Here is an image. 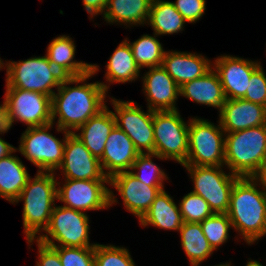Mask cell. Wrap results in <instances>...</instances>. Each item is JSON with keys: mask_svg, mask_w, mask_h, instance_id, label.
Returning <instances> with one entry per match:
<instances>
[{"mask_svg": "<svg viewBox=\"0 0 266 266\" xmlns=\"http://www.w3.org/2000/svg\"><path fill=\"white\" fill-rule=\"evenodd\" d=\"M98 70V65L91 64L87 74L63 79L58 92L51 97L52 123L58 116L57 131L73 133V129L77 130L107 107L104 100L109 86L101 82L83 83ZM79 82L83 85H78ZM74 83L77 84L75 87L67 86Z\"/></svg>", "mask_w": 266, "mask_h": 266, "instance_id": "1", "label": "cell"}, {"mask_svg": "<svg viewBox=\"0 0 266 266\" xmlns=\"http://www.w3.org/2000/svg\"><path fill=\"white\" fill-rule=\"evenodd\" d=\"M259 182L254 177H240L230 194L227 215L248 244L266 235V185ZM258 183L262 191L257 189Z\"/></svg>", "mask_w": 266, "mask_h": 266, "instance_id": "2", "label": "cell"}, {"mask_svg": "<svg viewBox=\"0 0 266 266\" xmlns=\"http://www.w3.org/2000/svg\"><path fill=\"white\" fill-rule=\"evenodd\" d=\"M60 182L55 179L54 172L38 171L34 179L29 177L15 202L24 201L23 226L29 245L36 234L48 227L54 202L57 200V187Z\"/></svg>", "mask_w": 266, "mask_h": 266, "instance_id": "3", "label": "cell"}, {"mask_svg": "<svg viewBox=\"0 0 266 266\" xmlns=\"http://www.w3.org/2000/svg\"><path fill=\"white\" fill-rule=\"evenodd\" d=\"M224 135L225 165L238 177H255L266 155V124Z\"/></svg>", "mask_w": 266, "mask_h": 266, "instance_id": "4", "label": "cell"}, {"mask_svg": "<svg viewBox=\"0 0 266 266\" xmlns=\"http://www.w3.org/2000/svg\"><path fill=\"white\" fill-rule=\"evenodd\" d=\"M6 67V88H21L50 97L55 93L51 88L58 89L65 78L49 62L46 55L19 62L9 61Z\"/></svg>", "mask_w": 266, "mask_h": 266, "instance_id": "5", "label": "cell"}, {"mask_svg": "<svg viewBox=\"0 0 266 266\" xmlns=\"http://www.w3.org/2000/svg\"><path fill=\"white\" fill-rule=\"evenodd\" d=\"M215 126L208 120L192 118L189 122V148L186 162L182 166L225 165V132L220 124ZM223 137V138H222Z\"/></svg>", "mask_w": 266, "mask_h": 266, "instance_id": "6", "label": "cell"}, {"mask_svg": "<svg viewBox=\"0 0 266 266\" xmlns=\"http://www.w3.org/2000/svg\"><path fill=\"white\" fill-rule=\"evenodd\" d=\"M5 124L9 129L15 120L28 128L52 123L51 97L21 88H6L4 98Z\"/></svg>", "mask_w": 266, "mask_h": 266, "instance_id": "7", "label": "cell"}, {"mask_svg": "<svg viewBox=\"0 0 266 266\" xmlns=\"http://www.w3.org/2000/svg\"><path fill=\"white\" fill-rule=\"evenodd\" d=\"M189 124L181 118L178 110L154 111L153 134L155 153L162 159L186 162L189 148Z\"/></svg>", "mask_w": 266, "mask_h": 266, "instance_id": "8", "label": "cell"}, {"mask_svg": "<svg viewBox=\"0 0 266 266\" xmlns=\"http://www.w3.org/2000/svg\"><path fill=\"white\" fill-rule=\"evenodd\" d=\"M89 219L86 213L64 206L53 208L47 232L36 240L48 246L95 247L89 243ZM50 235V238H49ZM54 241L59 242V245Z\"/></svg>", "mask_w": 266, "mask_h": 266, "instance_id": "9", "label": "cell"}, {"mask_svg": "<svg viewBox=\"0 0 266 266\" xmlns=\"http://www.w3.org/2000/svg\"><path fill=\"white\" fill-rule=\"evenodd\" d=\"M54 125L27 128L20 139L19 150L25 158L39 168L38 171L54 172L63 162L66 137L70 132L63 130V141L55 138L48 130Z\"/></svg>", "mask_w": 266, "mask_h": 266, "instance_id": "10", "label": "cell"}, {"mask_svg": "<svg viewBox=\"0 0 266 266\" xmlns=\"http://www.w3.org/2000/svg\"><path fill=\"white\" fill-rule=\"evenodd\" d=\"M193 179L195 194L201 196L213 213H227L234 183L240 178L225 174L223 166H184Z\"/></svg>", "mask_w": 266, "mask_h": 266, "instance_id": "11", "label": "cell"}, {"mask_svg": "<svg viewBox=\"0 0 266 266\" xmlns=\"http://www.w3.org/2000/svg\"><path fill=\"white\" fill-rule=\"evenodd\" d=\"M65 182L57 188V200L64 202V207L82 212L105 209L117 202L113 192L104 185L109 180L66 179Z\"/></svg>", "mask_w": 266, "mask_h": 266, "instance_id": "12", "label": "cell"}, {"mask_svg": "<svg viewBox=\"0 0 266 266\" xmlns=\"http://www.w3.org/2000/svg\"><path fill=\"white\" fill-rule=\"evenodd\" d=\"M111 102L116 112H113L116 126L129 136L139 153H155L154 111L148 109L145 113L133 101L124 102L112 98Z\"/></svg>", "mask_w": 266, "mask_h": 266, "instance_id": "13", "label": "cell"}, {"mask_svg": "<svg viewBox=\"0 0 266 266\" xmlns=\"http://www.w3.org/2000/svg\"><path fill=\"white\" fill-rule=\"evenodd\" d=\"M65 179L73 180H109L103 173L100 161L85 147L74 133L66 137L63 162Z\"/></svg>", "mask_w": 266, "mask_h": 266, "instance_id": "14", "label": "cell"}, {"mask_svg": "<svg viewBox=\"0 0 266 266\" xmlns=\"http://www.w3.org/2000/svg\"><path fill=\"white\" fill-rule=\"evenodd\" d=\"M214 69L219 76L226 99L243 98L247 92L252 73L260 66L250 60L233 56H220Z\"/></svg>", "mask_w": 266, "mask_h": 266, "instance_id": "15", "label": "cell"}, {"mask_svg": "<svg viewBox=\"0 0 266 266\" xmlns=\"http://www.w3.org/2000/svg\"><path fill=\"white\" fill-rule=\"evenodd\" d=\"M109 184L120 193L124 207L139 218L151 207L164 186H147L139 181L131 171L121 172L109 179Z\"/></svg>", "mask_w": 266, "mask_h": 266, "instance_id": "16", "label": "cell"}, {"mask_svg": "<svg viewBox=\"0 0 266 266\" xmlns=\"http://www.w3.org/2000/svg\"><path fill=\"white\" fill-rule=\"evenodd\" d=\"M129 136L117 126L113 128L106 141L102 157L99 159L103 173L109 179L121 172L131 170L139 155ZM104 169L105 172H104Z\"/></svg>", "mask_w": 266, "mask_h": 266, "instance_id": "17", "label": "cell"}, {"mask_svg": "<svg viewBox=\"0 0 266 266\" xmlns=\"http://www.w3.org/2000/svg\"><path fill=\"white\" fill-rule=\"evenodd\" d=\"M144 93L148 101V109L152 111H174L180 87L169 76L162 66L151 67L143 76Z\"/></svg>", "mask_w": 266, "mask_h": 266, "instance_id": "18", "label": "cell"}, {"mask_svg": "<svg viewBox=\"0 0 266 266\" xmlns=\"http://www.w3.org/2000/svg\"><path fill=\"white\" fill-rule=\"evenodd\" d=\"M219 121L225 132H235L266 124V107L243 98L226 99Z\"/></svg>", "mask_w": 266, "mask_h": 266, "instance_id": "19", "label": "cell"}, {"mask_svg": "<svg viewBox=\"0 0 266 266\" xmlns=\"http://www.w3.org/2000/svg\"><path fill=\"white\" fill-rule=\"evenodd\" d=\"M161 66L179 87L198 79L212 68L210 60L202 55L177 51H165Z\"/></svg>", "mask_w": 266, "mask_h": 266, "instance_id": "20", "label": "cell"}, {"mask_svg": "<svg viewBox=\"0 0 266 266\" xmlns=\"http://www.w3.org/2000/svg\"><path fill=\"white\" fill-rule=\"evenodd\" d=\"M180 95L199 104L223 110L226 97L216 71L211 68L203 76L184 83L180 87Z\"/></svg>", "mask_w": 266, "mask_h": 266, "instance_id": "21", "label": "cell"}, {"mask_svg": "<svg viewBox=\"0 0 266 266\" xmlns=\"http://www.w3.org/2000/svg\"><path fill=\"white\" fill-rule=\"evenodd\" d=\"M115 126L116 121L113 112L106 107L77 129L78 131L81 130V134L73 133L93 156L100 159L103 155L108 136Z\"/></svg>", "mask_w": 266, "mask_h": 266, "instance_id": "22", "label": "cell"}, {"mask_svg": "<svg viewBox=\"0 0 266 266\" xmlns=\"http://www.w3.org/2000/svg\"><path fill=\"white\" fill-rule=\"evenodd\" d=\"M49 62L65 77H77L91 71V64L73 61L75 44L69 36H59L50 42L46 54Z\"/></svg>", "mask_w": 266, "mask_h": 266, "instance_id": "23", "label": "cell"}, {"mask_svg": "<svg viewBox=\"0 0 266 266\" xmlns=\"http://www.w3.org/2000/svg\"><path fill=\"white\" fill-rule=\"evenodd\" d=\"M139 221L144 227L151 224L161 229L176 231H179L184 223L180 208L165 190L160 191Z\"/></svg>", "mask_w": 266, "mask_h": 266, "instance_id": "24", "label": "cell"}, {"mask_svg": "<svg viewBox=\"0 0 266 266\" xmlns=\"http://www.w3.org/2000/svg\"><path fill=\"white\" fill-rule=\"evenodd\" d=\"M29 174L22 161L11 154L0 159V196L15 203L26 186Z\"/></svg>", "mask_w": 266, "mask_h": 266, "instance_id": "25", "label": "cell"}, {"mask_svg": "<svg viewBox=\"0 0 266 266\" xmlns=\"http://www.w3.org/2000/svg\"><path fill=\"white\" fill-rule=\"evenodd\" d=\"M152 0H107L104 19L108 23L146 24Z\"/></svg>", "mask_w": 266, "mask_h": 266, "instance_id": "26", "label": "cell"}, {"mask_svg": "<svg viewBox=\"0 0 266 266\" xmlns=\"http://www.w3.org/2000/svg\"><path fill=\"white\" fill-rule=\"evenodd\" d=\"M105 78L111 83L132 82L140 74V68L135 63L131 47L126 40H123L107 63Z\"/></svg>", "mask_w": 266, "mask_h": 266, "instance_id": "27", "label": "cell"}, {"mask_svg": "<svg viewBox=\"0 0 266 266\" xmlns=\"http://www.w3.org/2000/svg\"><path fill=\"white\" fill-rule=\"evenodd\" d=\"M147 22L153 27L156 35H171L182 31L187 21L172 2L152 0Z\"/></svg>", "mask_w": 266, "mask_h": 266, "instance_id": "28", "label": "cell"}, {"mask_svg": "<svg viewBox=\"0 0 266 266\" xmlns=\"http://www.w3.org/2000/svg\"><path fill=\"white\" fill-rule=\"evenodd\" d=\"M181 246L192 266H198L213 253L200 223L184 222L179 230Z\"/></svg>", "mask_w": 266, "mask_h": 266, "instance_id": "29", "label": "cell"}, {"mask_svg": "<svg viewBox=\"0 0 266 266\" xmlns=\"http://www.w3.org/2000/svg\"><path fill=\"white\" fill-rule=\"evenodd\" d=\"M155 36L157 37L155 33L154 37L143 35L133 43L126 39L131 47L135 63L140 69L157 67L162 64L165 51Z\"/></svg>", "mask_w": 266, "mask_h": 266, "instance_id": "30", "label": "cell"}, {"mask_svg": "<svg viewBox=\"0 0 266 266\" xmlns=\"http://www.w3.org/2000/svg\"><path fill=\"white\" fill-rule=\"evenodd\" d=\"M151 157L160 158L156 153H140L134 161L131 170L139 171L132 174L147 186H163L162 181L167 179L165 172L152 162ZM150 173V175H149Z\"/></svg>", "mask_w": 266, "mask_h": 266, "instance_id": "31", "label": "cell"}, {"mask_svg": "<svg viewBox=\"0 0 266 266\" xmlns=\"http://www.w3.org/2000/svg\"><path fill=\"white\" fill-rule=\"evenodd\" d=\"M200 225L213 250L228 240L229 228L232 227L227 213H214L200 222Z\"/></svg>", "mask_w": 266, "mask_h": 266, "instance_id": "32", "label": "cell"}, {"mask_svg": "<svg viewBox=\"0 0 266 266\" xmlns=\"http://www.w3.org/2000/svg\"><path fill=\"white\" fill-rule=\"evenodd\" d=\"M179 208L184 222L200 223L214 214L209 204L193 192L183 197Z\"/></svg>", "mask_w": 266, "mask_h": 266, "instance_id": "33", "label": "cell"}, {"mask_svg": "<svg viewBox=\"0 0 266 266\" xmlns=\"http://www.w3.org/2000/svg\"><path fill=\"white\" fill-rule=\"evenodd\" d=\"M95 266H135L129 251L114 245L97 244L94 247Z\"/></svg>", "mask_w": 266, "mask_h": 266, "instance_id": "34", "label": "cell"}, {"mask_svg": "<svg viewBox=\"0 0 266 266\" xmlns=\"http://www.w3.org/2000/svg\"><path fill=\"white\" fill-rule=\"evenodd\" d=\"M51 247L58 252L62 266H95L94 247Z\"/></svg>", "mask_w": 266, "mask_h": 266, "instance_id": "35", "label": "cell"}, {"mask_svg": "<svg viewBox=\"0 0 266 266\" xmlns=\"http://www.w3.org/2000/svg\"><path fill=\"white\" fill-rule=\"evenodd\" d=\"M243 99L266 107V76L261 65L252 73Z\"/></svg>", "mask_w": 266, "mask_h": 266, "instance_id": "36", "label": "cell"}, {"mask_svg": "<svg viewBox=\"0 0 266 266\" xmlns=\"http://www.w3.org/2000/svg\"><path fill=\"white\" fill-rule=\"evenodd\" d=\"M187 22L198 21L205 12V0H176L172 2Z\"/></svg>", "mask_w": 266, "mask_h": 266, "instance_id": "37", "label": "cell"}, {"mask_svg": "<svg viewBox=\"0 0 266 266\" xmlns=\"http://www.w3.org/2000/svg\"><path fill=\"white\" fill-rule=\"evenodd\" d=\"M39 261L36 266H62L58 252L51 246H48L37 240Z\"/></svg>", "mask_w": 266, "mask_h": 266, "instance_id": "38", "label": "cell"}, {"mask_svg": "<svg viewBox=\"0 0 266 266\" xmlns=\"http://www.w3.org/2000/svg\"><path fill=\"white\" fill-rule=\"evenodd\" d=\"M85 10L93 17L105 11L107 0H83Z\"/></svg>", "mask_w": 266, "mask_h": 266, "instance_id": "39", "label": "cell"}, {"mask_svg": "<svg viewBox=\"0 0 266 266\" xmlns=\"http://www.w3.org/2000/svg\"><path fill=\"white\" fill-rule=\"evenodd\" d=\"M8 130L9 128L6 127L2 132H0V134L5 133ZM16 150L17 149L15 147L0 138V159L12 154L13 152H16Z\"/></svg>", "mask_w": 266, "mask_h": 266, "instance_id": "40", "label": "cell"}, {"mask_svg": "<svg viewBox=\"0 0 266 266\" xmlns=\"http://www.w3.org/2000/svg\"><path fill=\"white\" fill-rule=\"evenodd\" d=\"M254 178L258 181L263 182L266 185V155L264 157L261 168L259 169L257 175Z\"/></svg>", "mask_w": 266, "mask_h": 266, "instance_id": "41", "label": "cell"}, {"mask_svg": "<svg viewBox=\"0 0 266 266\" xmlns=\"http://www.w3.org/2000/svg\"><path fill=\"white\" fill-rule=\"evenodd\" d=\"M6 128L5 124V114H4V105L0 106V132Z\"/></svg>", "mask_w": 266, "mask_h": 266, "instance_id": "42", "label": "cell"}, {"mask_svg": "<svg viewBox=\"0 0 266 266\" xmlns=\"http://www.w3.org/2000/svg\"><path fill=\"white\" fill-rule=\"evenodd\" d=\"M246 266H263L260 262L256 261V260H250L248 261Z\"/></svg>", "mask_w": 266, "mask_h": 266, "instance_id": "43", "label": "cell"}, {"mask_svg": "<svg viewBox=\"0 0 266 266\" xmlns=\"http://www.w3.org/2000/svg\"><path fill=\"white\" fill-rule=\"evenodd\" d=\"M4 67V62L0 58V69Z\"/></svg>", "mask_w": 266, "mask_h": 266, "instance_id": "44", "label": "cell"}, {"mask_svg": "<svg viewBox=\"0 0 266 266\" xmlns=\"http://www.w3.org/2000/svg\"><path fill=\"white\" fill-rule=\"evenodd\" d=\"M217 266H231V265L228 263V264H220V265H217Z\"/></svg>", "mask_w": 266, "mask_h": 266, "instance_id": "45", "label": "cell"}]
</instances>
